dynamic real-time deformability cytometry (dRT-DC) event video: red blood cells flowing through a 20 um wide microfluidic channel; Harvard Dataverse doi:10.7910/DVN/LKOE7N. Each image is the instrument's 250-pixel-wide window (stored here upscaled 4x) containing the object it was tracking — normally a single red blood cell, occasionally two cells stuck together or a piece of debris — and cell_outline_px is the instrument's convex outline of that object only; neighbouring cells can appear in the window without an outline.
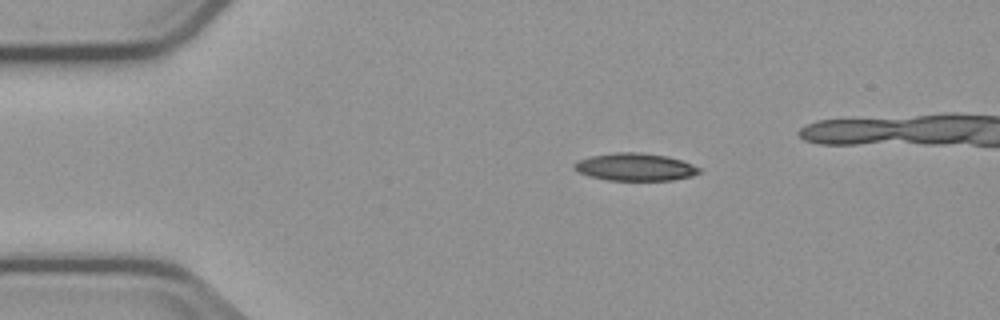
{"species": "common noctule bat (a hibernating species)", "species_latin": "Nyctalus noctula", "temperature_condition": "cold", "stored_images_in_passage": 4, "camera_frame_rate_fps": 3000, "um_per_image_px": 0.085, "animal": {"sex": "male", "body_mass_g": 23.1, "forearm_length_mm": 52.7}, "frame": {"image": 1, "passage_image": 2, "time_ms": 1.0, "image_size_px": [1000, 320], "cell_outline_px": [[700, 172], [692, 176], [672, 180], [608, 180], [588, 176], [572, 168], [572, 164], [588, 156], [612, 152], [640, 152], [668, 156], [692, 164], [700, 168]], "centroid_in_image_um": [53.95, 14.18], "position_along_channel_um": 31.0, "area_um2": 20.17}}